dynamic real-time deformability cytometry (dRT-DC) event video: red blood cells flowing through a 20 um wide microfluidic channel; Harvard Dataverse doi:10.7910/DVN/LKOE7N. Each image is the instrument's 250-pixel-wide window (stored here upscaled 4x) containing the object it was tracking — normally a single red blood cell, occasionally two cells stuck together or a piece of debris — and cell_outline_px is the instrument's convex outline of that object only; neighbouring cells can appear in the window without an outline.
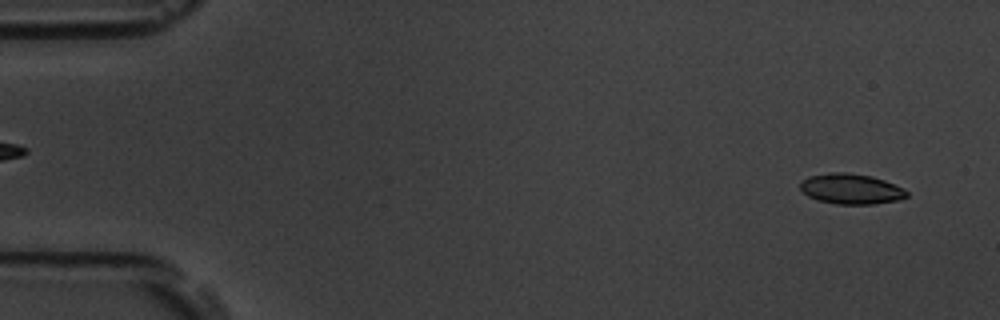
{"species": "common noctule bat (a hibernating species)", "species_latin": "Nyctalus noctula", "temperature_condition": "room temperature", "stored_images_in_passage": 56, "camera_frame_rate_fps": 3000, "um_per_image_px": 0.085, "animal": {"sex": "male", "body_mass_g": 19.5, "forearm_length_mm": 54.6}, "frame": {"image": 1, "passage_image": 3, "time_ms": 0.667, "image_size_px": [1000, 320], "cell_outline_px": [[908, 196], [900, 200], [876, 204], [836, 204], [816, 200], [808, 196], [800, 188], [800, 184], [808, 176], [832, 172], [844, 172], [872, 176], [884, 180], [904, 188], [908, 192]], "centroid_in_image_um": [72.37, 16.06], "position_along_channel_um": 12.6, "area_um2": 18.96}}
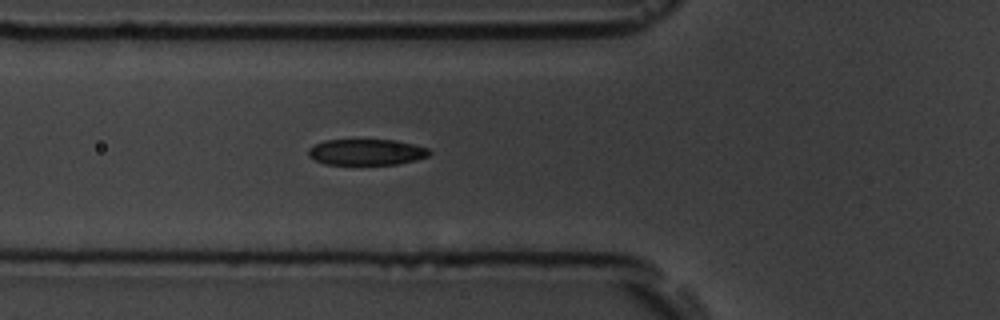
{"frame": {"image": 2, "passage_image": 20, "time_ms": 6.333, "image_size_px": [1000, 320], "cell_outline_px": [[432, 152], [428, 156], [416, 160], [396, 164], [324, 164], [308, 156], [308, 148], [324, 140], [396, 140], [416, 144], [428, 148]], "centroid_in_image_um": [31.17, 12.92], "position_along_channel_um": 94.6, "area_um2": 18.38}}
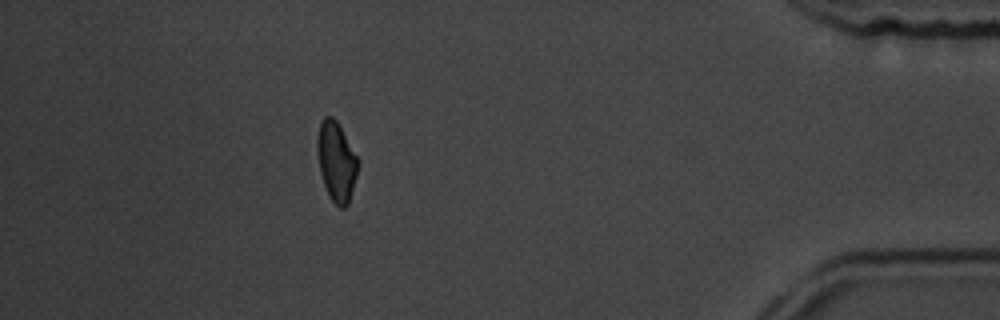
{"frame": {"image": 3, "passage_image": 50, "time_ms": 16.333, "image_size_px": [1000, 320], "cell_outline_px": [[360, 160], [356, 176], [348, 204], [344, 208], [340, 208], [332, 200], [324, 184], [320, 172], [316, 144], [316, 140], [320, 120], [324, 116], [332, 116], [336, 120]], "centroid_in_image_um": [28.59, 13.68], "position_along_channel_um": 406.6, "area_um2": 18.84}, "authors_computed_cell_mechanics": {"area_um2": 19.2185, "velocity_mm_per_s": 3.6245, "shape_relaxation_time_tau1_ms": 2.7124, "shape_relaxation_time_tau2_ms": 2.5801, "deformation_change_tau1": 0.1253, "deformation_change_tau2": 0.0813}}